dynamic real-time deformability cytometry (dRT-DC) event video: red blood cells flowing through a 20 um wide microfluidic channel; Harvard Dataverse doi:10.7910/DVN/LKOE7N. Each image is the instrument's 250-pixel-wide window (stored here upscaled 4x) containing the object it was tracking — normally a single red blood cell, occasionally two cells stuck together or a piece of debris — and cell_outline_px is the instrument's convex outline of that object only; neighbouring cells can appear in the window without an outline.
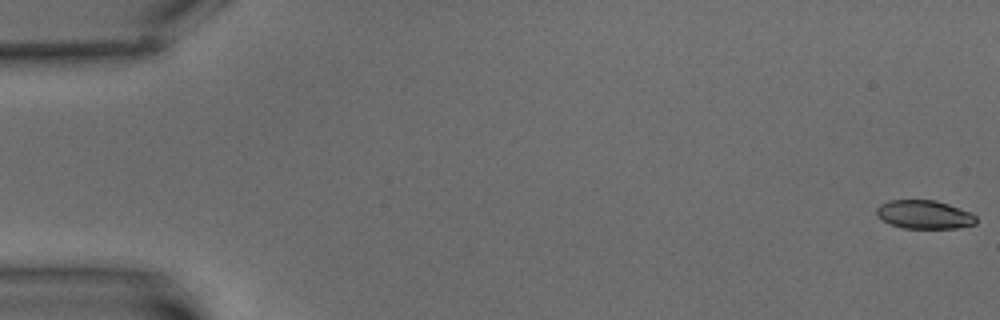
{"species": "common noctule bat (a hibernating species)", "species_latin": "Nyctalus noctula", "temperature_condition": "warm", "stored_images_in_passage": 6, "camera_frame_rate_fps": 3000, "um_per_image_px": 0.085, "animal": {"sex": "male", "body_mass_g": 15.6}, "frame": {"image": 1, "passage_image": 1, "time_ms": 0.0, "image_size_px": [1000, 320], "cell_outline_px": [[976, 224], [956, 228], [904, 228], [892, 224], [876, 216], [876, 208], [880, 204], [888, 200], [936, 200], [972, 212], [976, 216]], "centroid_in_image_um": [78.57, 18.23], "position_along_channel_um": 6.4, "area_um2": 16.59}}
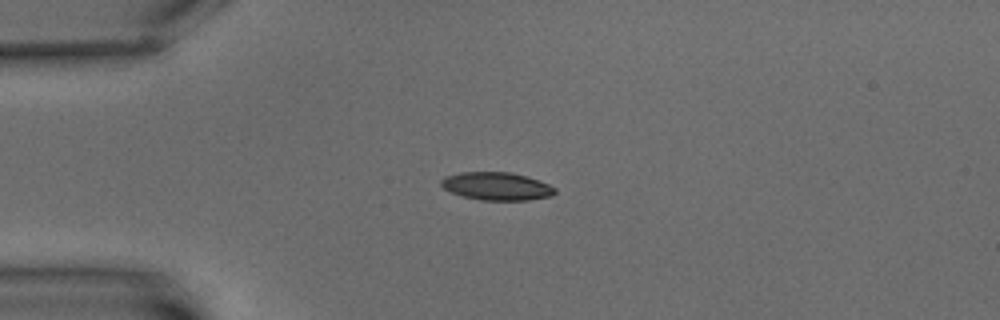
{"frame": {"image": 2, "passage_image": 5, "time_ms": 5.333, "image_size_px": [1000, 320], "cell_outline_px": [[556, 192], [552, 196], [528, 200], [480, 200], [464, 196], [452, 192], [444, 188], [440, 184], [440, 180], [444, 176], [460, 172], [512, 172], [548, 184], [556, 188]], "centroid_in_image_um": [42.2, 15.82], "position_along_channel_um": 42.8, "area_um2": 18.44}}